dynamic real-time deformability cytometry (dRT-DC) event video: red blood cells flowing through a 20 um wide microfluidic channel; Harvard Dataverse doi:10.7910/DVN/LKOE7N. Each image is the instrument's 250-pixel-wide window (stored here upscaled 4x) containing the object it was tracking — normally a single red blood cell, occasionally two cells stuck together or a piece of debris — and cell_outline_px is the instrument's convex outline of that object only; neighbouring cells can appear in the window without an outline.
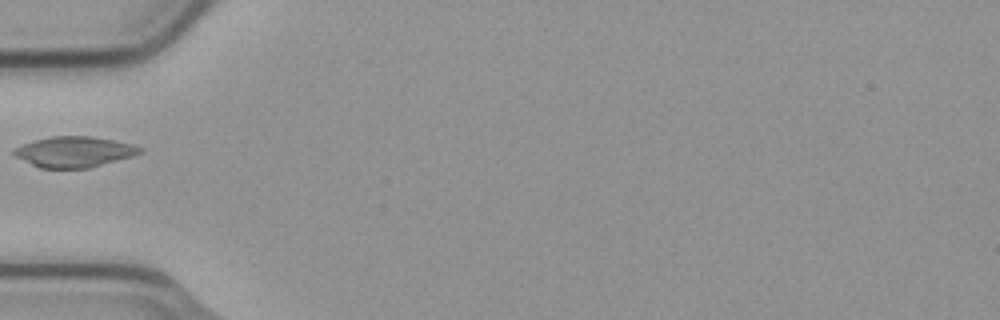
{"species": "common noctule bat (a hibernating species)", "species_latin": "Nyctalus noctula", "temperature_condition": "cold", "stored_images_in_passage": 4, "camera_frame_rate_fps": 3000, "um_per_image_px": 0.085, "animal": {"sex": "male", "body_mass_g": 23.1, "forearm_length_mm": 52.7}, "frame": {"image": 1, "passage_image": 2, "time_ms": 0.333, "image_size_px": [1000, 320], "cell_outline_px": [[144, 152], [132, 156], [88, 168], [40, 168], [16, 156], [12, 152], [12, 148], [32, 140], [52, 136], [88, 136], [112, 140], [132, 144], [144, 148]], "centroid_in_image_um": [6.29, 12.9], "position_along_channel_um": 78.7, "area_um2": 22.43}}
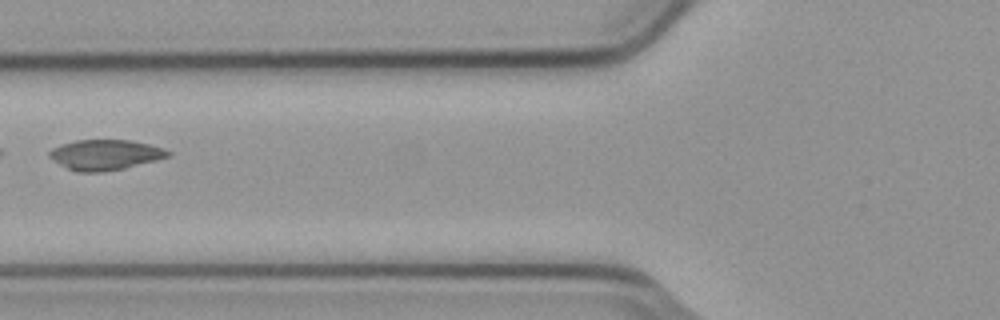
{"frame": {"image": 2, "passage_image": 3, "time_ms": 0.667, "image_size_px": [1000, 320], "cell_outline_px": [[172, 156], [124, 168], [100, 172], [76, 172], [60, 164], [48, 156], [48, 152], [52, 148], [60, 144], [76, 140], [128, 140], [148, 144], [164, 148], [172, 152]], "centroid_in_image_um": [8.95, 13.15], "position_along_channel_um": 116.9, "area_um2": 20.92}}
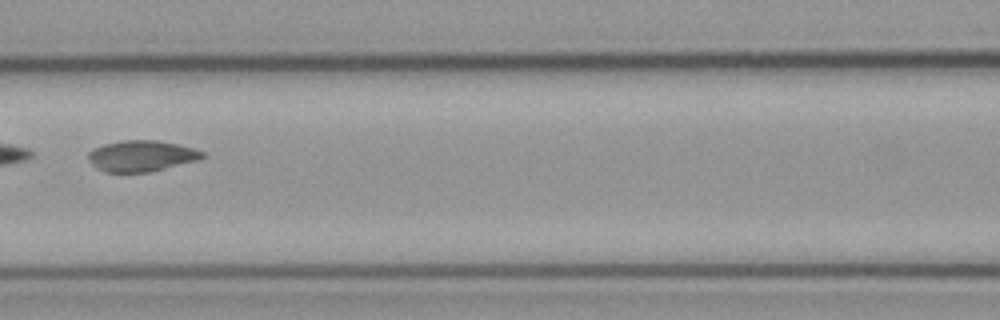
{"frame": {"image": 3, "passage_image": 4, "time_ms": 1.0, "image_size_px": [1000, 320], "cell_outline_px": [[208, 156], [196, 160], [148, 172], [104, 172], [96, 168], [88, 160], [88, 152], [92, 148], [104, 144], [124, 140], [156, 140], [176, 144], [192, 148], [204, 152]], "centroid_in_image_um": [11.98, 13.25], "position_along_channel_um": 154.6, "area_um2": 20.52}}